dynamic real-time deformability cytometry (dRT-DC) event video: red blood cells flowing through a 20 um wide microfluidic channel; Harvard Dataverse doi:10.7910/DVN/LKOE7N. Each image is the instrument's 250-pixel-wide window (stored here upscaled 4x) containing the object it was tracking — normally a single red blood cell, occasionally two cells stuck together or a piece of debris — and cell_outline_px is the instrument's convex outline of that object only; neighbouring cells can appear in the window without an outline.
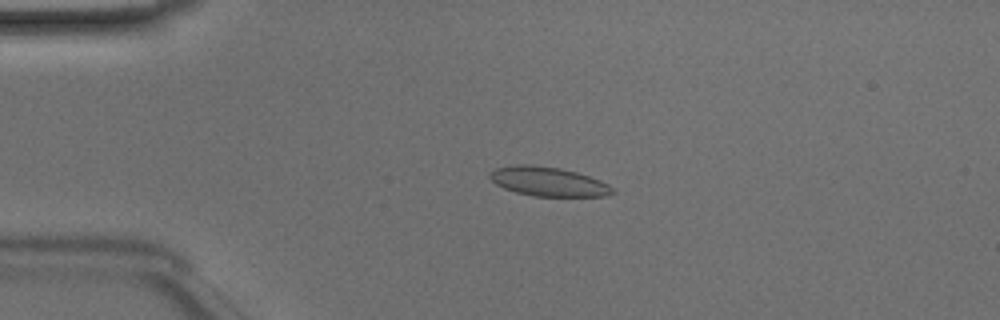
{"species": "Egyptian fruit bat (a non-hibernating species)", "species_latin": "Rousettus aegyptiacus", "temperature_condition": "room temperature", "stored_images_in_passage": 41, "camera_frame_rate_fps": 3000, "um_per_image_px": 0.085, "animal": {"sex": "male"}, "frame": {"image": 1, "passage_image": 10, "time_ms": 3.0, "image_size_px": [1000, 320], "cell_outline_px": [[616, 192], [608, 196], [532, 196], [516, 192], [504, 188], [496, 184], [488, 176], [488, 172], [496, 168], [516, 164], [532, 164], [560, 168], [576, 172], [600, 180], [608, 184]], "centroid_in_image_um": [46.58, 15.43], "position_along_channel_um": 38.4, "area_um2": 20.98}}
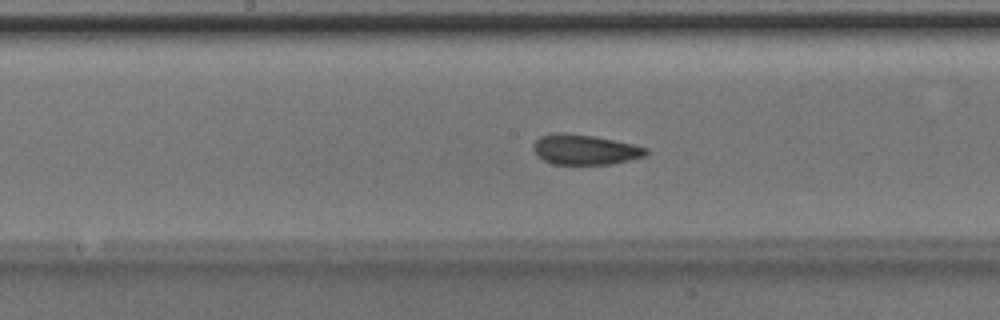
{"frame": {"image": 2, "passage_image": 24, "time_ms": 7.667, "image_size_px": [1000, 320], "cell_outline_px": [[648, 152], [644, 156], [612, 164], [556, 164], [544, 160], [536, 156], [532, 148], [532, 144], [540, 136], [560, 132], [592, 136], [632, 144], [648, 148]], "centroid_in_image_um": [49.67, 12.72], "position_along_channel_um": 198.5, "area_um2": 19.59}}
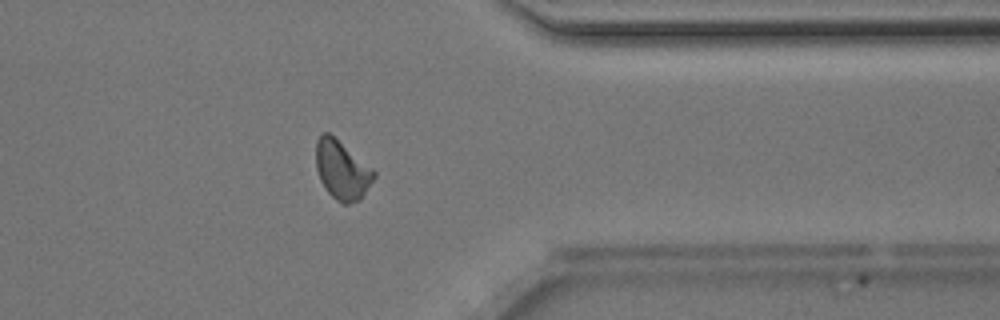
{"frame": {"image": 3, "passage_image": 38, "time_ms": 12.333, "image_size_px": [1000, 320], "cell_outline_px": [[376, 176], [360, 200], [348, 204], [344, 204], [336, 200], [324, 188], [320, 180], [316, 168], [316, 140], [324, 132], [328, 132], [372, 168], [376, 172]], "centroid_in_image_um": [29.06, 14.48], "position_along_channel_um": 382.3, "area_um2": 19.71}, "authors_computed_cell_mechanics": {"area_um2": 19.9988, "velocity_mm_per_s": 4.1443, "shape_relaxation_time_tau1_ms": 5.3877, "shape_relaxation_time_tau2_ms": 1.5413, "deformation_change_tau1": 0.1124, "deformation_change_tau2": 0.0705}}